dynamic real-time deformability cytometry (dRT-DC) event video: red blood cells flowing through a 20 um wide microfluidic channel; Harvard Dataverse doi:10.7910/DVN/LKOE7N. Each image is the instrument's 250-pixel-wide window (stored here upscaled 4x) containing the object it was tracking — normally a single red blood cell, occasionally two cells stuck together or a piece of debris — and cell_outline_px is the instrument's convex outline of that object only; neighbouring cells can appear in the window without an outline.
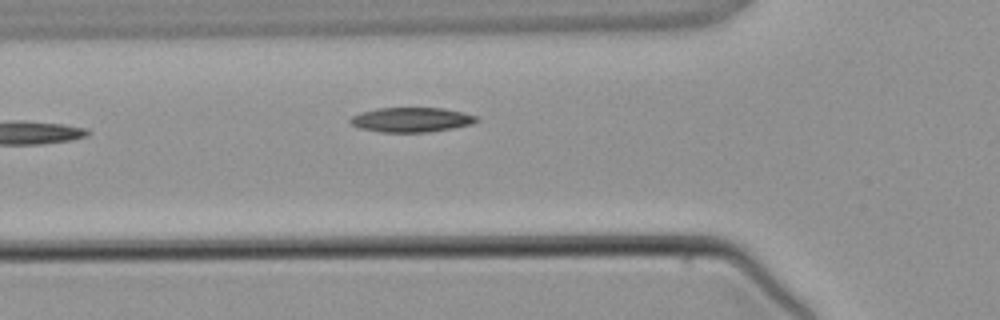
{"species": "common noctule bat (a hibernating species)", "species_latin": "Nyctalus noctula", "temperature_condition": "warm", "stored_images_in_passage": 2, "camera_frame_rate_fps": 3000, "um_per_image_px": 0.085, "animal": {"sex": "male", "body_mass_g": 21.5, "forearm_length_mm": 52.0}, "frame": {"image": 1, "passage_image": 2, "time_ms": 1.333, "image_size_px": [1000, 320], "cell_outline_px": [[480, 120], [472, 124], [452, 128], [428, 132], [380, 132], [360, 128], [352, 124], [348, 120], [352, 116], [360, 112], [376, 108], [444, 108], [464, 112], [476, 116]], "centroid_in_image_um": [34.97, 10.17], "position_along_channel_um": 90.8, "area_um2": 18.21}}